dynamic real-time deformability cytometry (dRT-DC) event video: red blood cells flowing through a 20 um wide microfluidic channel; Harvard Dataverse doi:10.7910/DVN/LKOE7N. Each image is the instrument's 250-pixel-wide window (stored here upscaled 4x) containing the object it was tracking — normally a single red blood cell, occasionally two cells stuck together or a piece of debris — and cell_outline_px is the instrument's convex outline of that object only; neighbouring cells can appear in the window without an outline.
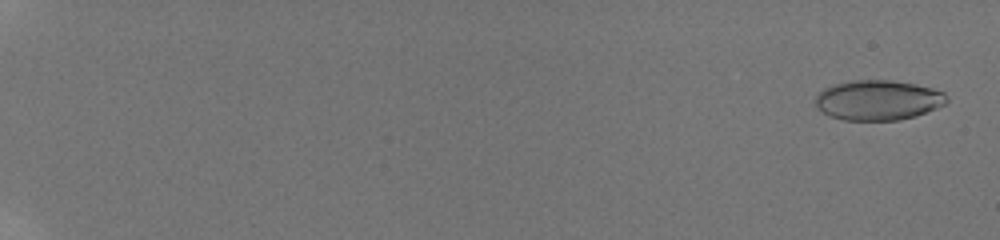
{"species": "human", "species_latin": "Homo sapiens", "temperature_condition": "room temperature", "stored_images_in_passage": 12, "camera_frame_rate_fps": 3000, "um_per_image_px": 0.085, "donor": {"sex": "male"}, "frame": {"image": 1, "passage_image": 2, "time_ms": 0.667, "image_size_px": [1000, 240], "cell_outline_px": [[948, 100], [944, 104], [936, 108], [916, 116], [896, 120], [844, 120], [828, 116], [816, 108], [816, 96], [824, 88], [836, 84], [852, 80], [892, 80], [916, 84], [932, 88], [944, 92], [948, 96]], "centroid_in_image_um": [74.63, 8.51], "position_along_channel_um": 10.4, "area_um2": 30.69}}
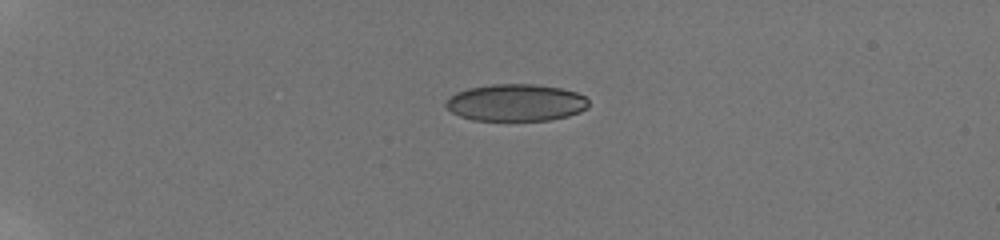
{"frame": {"image": 2, "passage_image": 8, "time_ms": 5.667, "image_size_px": [1000, 240], "cell_outline_px": [[588, 108], [580, 112], [568, 116], [552, 120], [472, 120], [460, 116], [452, 112], [444, 104], [456, 92], [468, 88], [492, 84], [536, 84], [560, 88], [576, 92], [584, 96], [588, 100]], "centroid_in_image_um": [43.88, 8.72], "position_along_channel_um": 41.1, "area_um2": 30.81}}
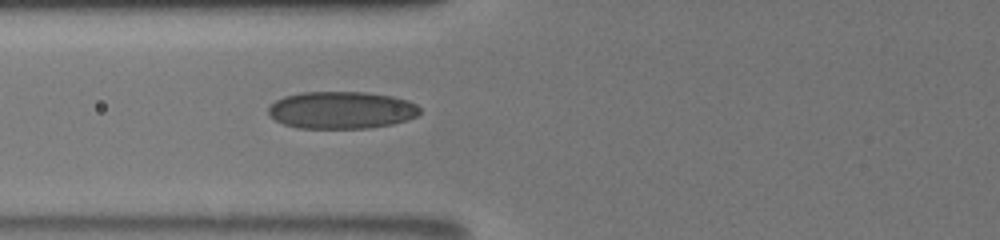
{"frame": {"image": 3, "passage_image": 12, "time_ms": 9.0, "image_size_px": [1000, 240], "cell_outline_px": [[420, 112], [416, 116], [408, 120], [392, 124], [368, 128], [296, 128], [284, 124], [276, 120], [268, 112], [268, 108], [276, 100], [284, 96], [300, 92], [364, 92], [392, 96], [408, 100], [416, 104], [420, 108]], "centroid_in_image_um": [29.03, 9.35], "position_along_channel_um": 96.8, "area_um2": 32.95}}